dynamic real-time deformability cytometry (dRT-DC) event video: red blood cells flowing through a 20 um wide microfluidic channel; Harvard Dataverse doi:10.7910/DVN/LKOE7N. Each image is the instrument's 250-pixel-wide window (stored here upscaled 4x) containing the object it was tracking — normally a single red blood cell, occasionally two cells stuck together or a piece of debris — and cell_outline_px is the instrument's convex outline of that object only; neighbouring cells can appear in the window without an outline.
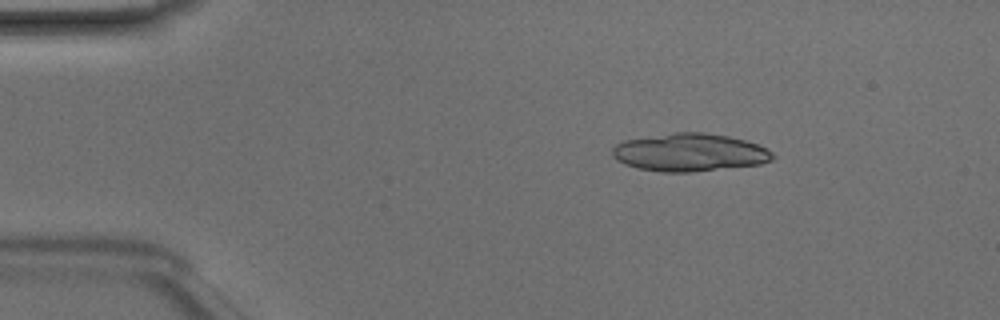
{"species": "Egyptian fruit bat (a non-hibernating species)", "species_latin": "Rousettus aegyptiacus", "temperature_condition": "room temperature", "stored_images_in_passage": 24, "segment_of_instrument_passage": [1, 2], "camera_frame_rate_fps": 3000, "um_per_image_px": 0.085, "animal": {"sex": "male"}, "frame": {"image": 1, "passage_image": 1, "time_ms": 0.0, "image_size_px": [1000, 320], "cell_outline_px": [[776, 156], [772, 160], [760, 164], [692, 172], [660, 172], [636, 168], [624, 164], [612, 156], [612, 148], [616, 144], [624, 140], [676, 132], [704, 132], [728, 136], [744, 140], [768, 148]], "centroid_in_image_um": [58.62, 12.96], "position_along_channel_um": 26.4, "area_um2": 35.49}}